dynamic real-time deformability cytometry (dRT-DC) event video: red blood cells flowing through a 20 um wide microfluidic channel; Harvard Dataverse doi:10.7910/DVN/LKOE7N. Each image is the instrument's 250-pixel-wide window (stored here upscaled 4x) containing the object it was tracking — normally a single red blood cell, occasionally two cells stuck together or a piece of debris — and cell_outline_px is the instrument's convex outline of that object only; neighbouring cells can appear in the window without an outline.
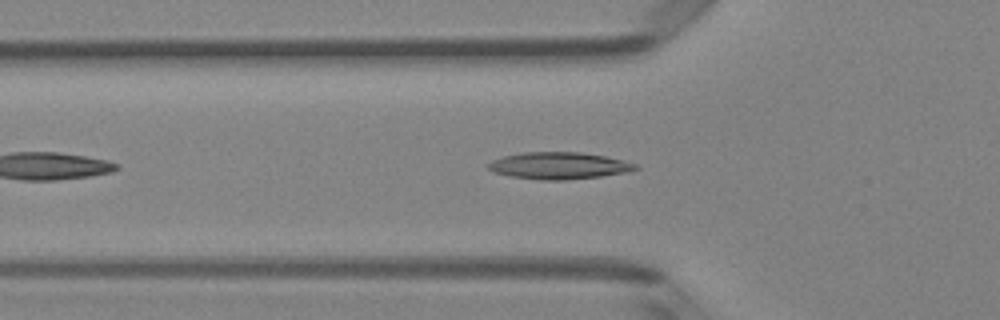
{"species": "Egyptian fruit bat (a non-hibernating species)", "species_latin": "Rousettus aegyptiacus", "temperature_condition": "room temperature", "stored_images_in_passage": 37, "camera_frame_rate_fps": 3000, "um_per_image_px": 0.085, "animal": {"sex": "female"}, "frame": {"image": 1, "passage_image": 7, "time_ms": 2.0, "image_size_px": [1000, 320], "cell_outline_px": [[640, 168], [628, 172], [600, 176], [564, 180], [540, 180], [508, 176], [492, 172], [488, 168], [488, 164], [492, 160], [504, 156], [520, 152], [580, 152], [604, 156], [636, 164]], "centroid_in_image_um": [47.46, 14.08], "position_along_channel_um": 78.3, "area_um2": 23.06}}
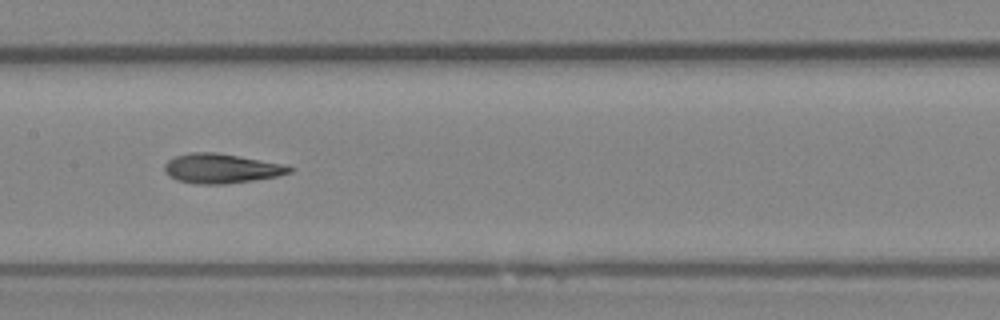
{"frame": {"image": 2, "passage_image": 15, "time_ms": 4.667, "image_size_px": [1000, 320], "cell_outline_px": [[292, 172], [276, 176], [252, 180], [224, 184], [200, 184], [176, 180], [164, 168], [164, 164], [168, 160], [176, 156], [192, 152], [216, 152], [284, 164], [292, 168]], "centroid_in_image_um": [18.81, 14.31], "position_along_channel_um": 188.6, "area_um2": 21.15}}
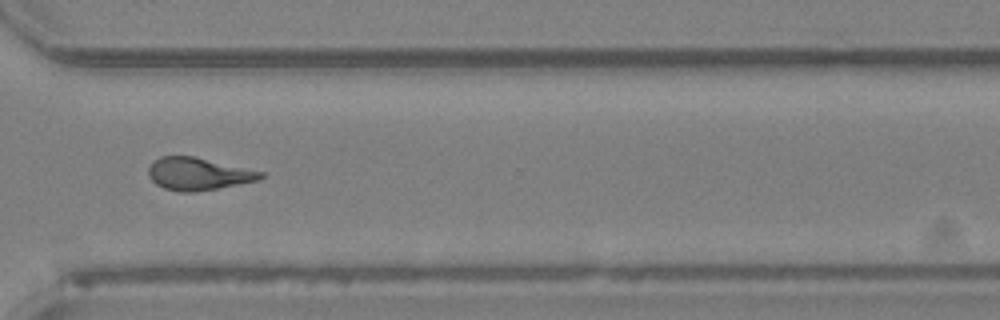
{"frame": {"image": 3, "passage_image": 27, "time_ms": 8.667, "image_size_px": [1000, 320], "cell_outline_px": [[264, 176], [260, 180], [196, 192], [180, 192], [164, 188], [156, 184], [148, 176], [148, 168], [152, 160], [160, 156], [192, 156], [264, 172]], "centroid_in_image_um": [16.81, 14.78], "position_along_channel_um": 353.8, "area_um2": 21.21}, "authors_computed_cell_mechanics": {"area_um2": 21.2126, "velocity_mm_per_s": 4.1257, "shape_relaxation_time_tau1_ms": 5.3365, "shape_relaxation_time_tau2_ms": 3.0414, "deformation_change_tau1": 0.1551, "deformation_change_tau2": 0.1151}}